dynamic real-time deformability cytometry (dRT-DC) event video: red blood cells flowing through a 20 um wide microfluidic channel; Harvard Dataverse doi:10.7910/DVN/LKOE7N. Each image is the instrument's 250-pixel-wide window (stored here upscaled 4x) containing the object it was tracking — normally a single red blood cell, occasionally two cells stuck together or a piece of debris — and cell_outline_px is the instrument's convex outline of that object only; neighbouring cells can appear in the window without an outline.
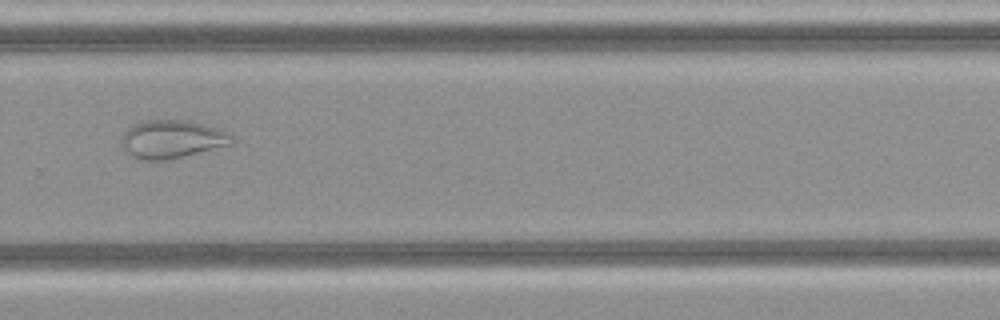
{"species": "common noctule bat (a hibernating species)", "species_latin": "Nyctalus noctula", "temperature_condition": "cold", "stored_images_in_passage": 29, "camera_frame_rate_fps": 3000, "um_per_image_px": 0.085, "animal": {"sex": "female", "body_mass_g": 21.9}, "frame": {"image": 1, "passage_image": 17, "time_ms": 5.333, "image_size_px": [1000, 320], "cell_outline_px": [[232, 144], [184, 156], [164, 160], [136, 160], [128, 156], [124, 152], [120, 140], [124, 132], [132, 124], [144, 120], [184, 120], [204, 124], [220, 128], [228, 132], [232, 136]], "centroid_in_image_um": [14.55, 11.84], "position_along_channel_um": 315.2, "area_um2": 24.85}}
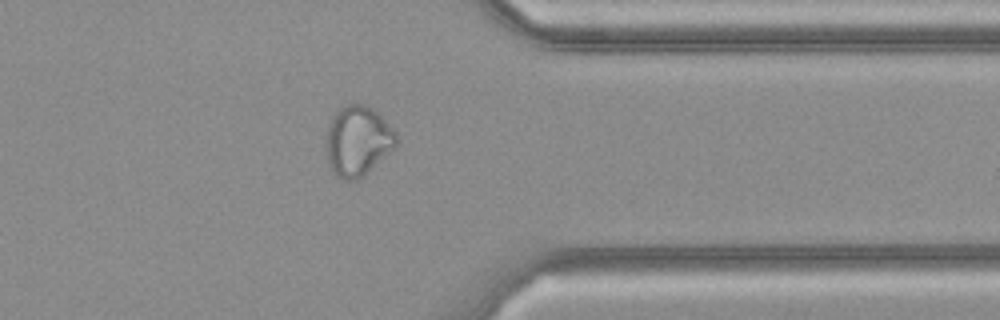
{"frame": {"image": 2, "passage_image": 21, "time_ms": 6.667, "image_size_px": [1000, 320], "cell_outline_px": [[396, 148], [364, 176], [356, 180], [344, 180], [336, 176], [332, 172], [328, 164], [328, 124], [336, 112], [340, 108], [348, 104], [364, 104], [372, 108], [396, 132]], "centroid_in_image_um": [30.43, 12.01], "position_along_channel_um": 381.0, "area_um2": 28.44}}